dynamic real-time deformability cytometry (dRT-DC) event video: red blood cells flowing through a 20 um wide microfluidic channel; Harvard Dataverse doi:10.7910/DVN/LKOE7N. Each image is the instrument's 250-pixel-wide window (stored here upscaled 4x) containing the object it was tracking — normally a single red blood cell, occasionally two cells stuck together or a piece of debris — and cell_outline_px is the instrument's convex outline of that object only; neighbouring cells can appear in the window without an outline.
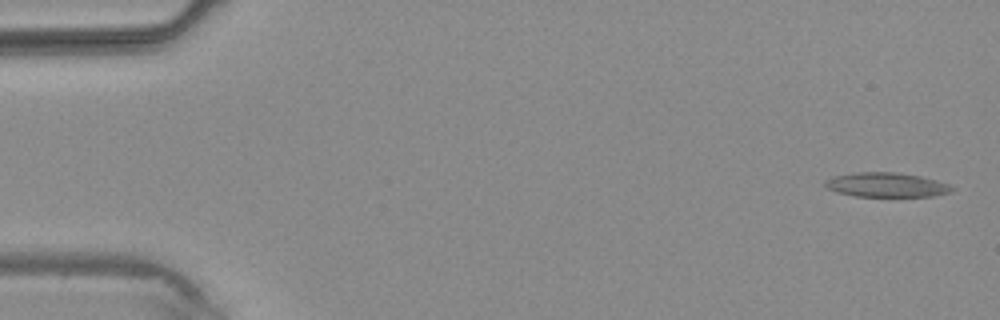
{"species": "common noctule bat (a hibernating species)", "species_latin": "Nyctalus noctula", "temperature_condition": "warm", "stored_images_in_passage": 4, "camera_frame_rate_fps": 3000, "um_per_image_px": 0.085, "animal": {"sex": "male", "body_mass_g": 20.4}, "frame": {"image": 1, "passage_image": 1, "time_ms": 0.0, "image_size_px": [1000, 320], "cell_outline_px": [[956, 188], [952, 192], [932, 196], [856, 196], [836, 192], [828, 188], [824, 184], [824, 180], [832, 176], [856, 172], [896, 172], [920, 176], [936, 180], [948, 184]], "centroid_in_image_um": [75.34, 15.71], "position_along_channel_um": 9.7, "area_um2": 18.09}}